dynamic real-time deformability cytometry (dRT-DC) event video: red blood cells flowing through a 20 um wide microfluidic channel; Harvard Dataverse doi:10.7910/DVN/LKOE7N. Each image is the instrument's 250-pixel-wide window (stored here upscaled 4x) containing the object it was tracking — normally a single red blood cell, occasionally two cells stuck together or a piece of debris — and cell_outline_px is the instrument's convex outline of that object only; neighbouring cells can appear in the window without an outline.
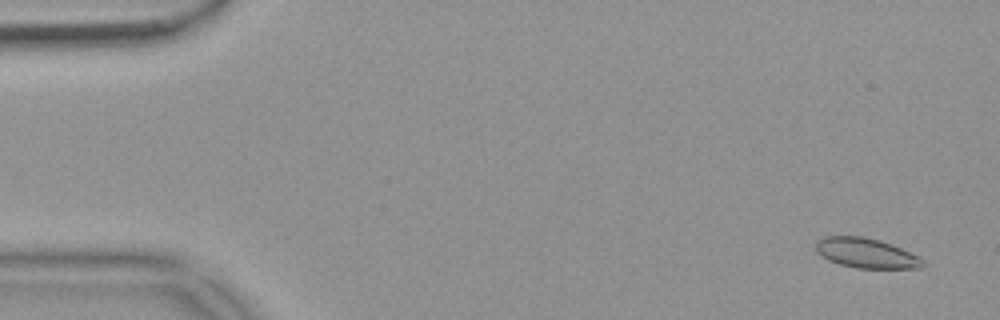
{"species": "common noctule bat (a hibernating species)", "species_latin": "Nyctalus noctula", "temperature_condition": "warm", "stored_images_in_passage": 55, "camera_frame_rate_fps": 3000, "um_per_image_px": 0.085, "animal": {"sex": "female", "body_mass_g": 18.4}, "frame": {"image": 1, "passage_image": 3, "time_ms": 0.667, "image_size_px": [1000, 320], "cell_outline_px": [[924, 264], [920, 268], [856, 268], [840, 264], [828, 260], [820, 256], [816, 252], [816, 240], [824, 236], [864, 236], [880, 240], [892, 244], [924, 260]], "centroid_in_image_um": [73.56, 21.5], "position_along_channel_um": 11.4, "area_um2": 18.61}}
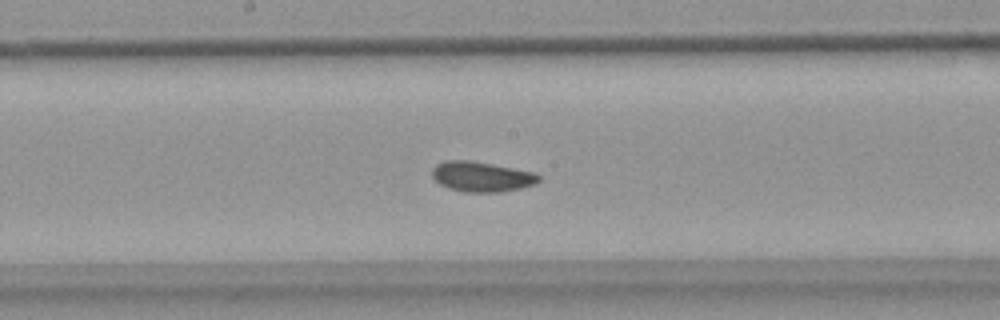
{"frame": {"image": 2, "passage_image": 29, "time_ms": 9.333, "image_size_px": [1000, 320], "cell_outline_px": [[540, 180], [536, 184], [520, 188], [500, 192], [464, 192], [448, 188], [440, 184], [432, 176], [432, 168], [436, 164], [444, 160], [472, 160], [536, 172], [540, 176]], "centroid_in_image_um": [40.94, 15.0], "position_along_channel_um": 207.3, "area_um2": 18.96}}
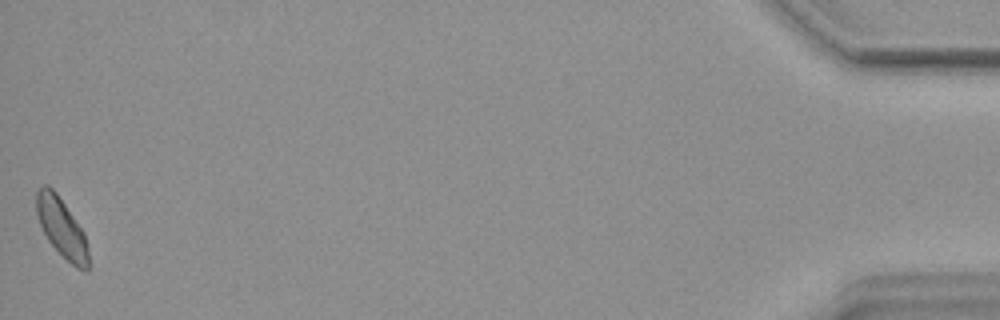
{"frame": {"image": 3, "passage_image": 55, "time_ms": 18.0, "image_size_px": [1000, 320], "cell_outline_px": [[88, 272], [76, 268], [48, 240], [40, 224], [36, 212], [36, 192], [44, 184], [48, 184], [56, 192], [84, 232], [88, 248]], "centroid_in_image_um": [5.24, 19.34], "position_along_channel_um": 430.0, "area_um2": 17.63}, "authors_computed_cell_mechanics": {"area_um2": 18.4382, "velocity_mm_per_s": 3.6787, "shape_relaxation_time_tau1_ms": 5.1843, "shape_relaxation_time_tau2_ms": 1.4199, "deformation_change_tau1": 0.0999, "deformation_change_tau2": 0.0542}}